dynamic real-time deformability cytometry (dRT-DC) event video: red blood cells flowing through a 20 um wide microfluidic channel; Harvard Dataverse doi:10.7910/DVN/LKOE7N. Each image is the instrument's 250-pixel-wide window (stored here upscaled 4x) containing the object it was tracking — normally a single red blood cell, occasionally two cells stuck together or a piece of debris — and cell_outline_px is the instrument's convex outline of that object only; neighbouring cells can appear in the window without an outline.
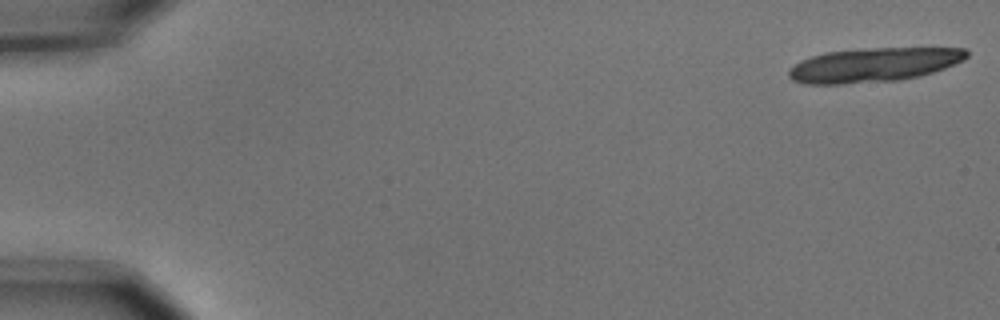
{"species": "common noctule bat (a hibernating species)", "species_latin": "Nyctalus noctula", "temperature_condition": "cold", "stored_images_in_passage": 5, "camera_frame_rate_fps": 3000, "um_per_image_px": 0.085, "animal": {"sex": "male", "body_mass_g": 15.6}, "frame": {"image": 1, "passage_image": 1, "time_ms": 0.0, "image_size_px": [1000, 320], "cell_outline_px": [[968, 56], [964, 60], [956, 64], [920, 76], [900, 80], [840, 84], [804, 84], [792, 80], [788, 76], [788, 68], [800, 60], [824, 52], [864, 48], [964, 48], [968, 52]], "centroid_in_image_um": [74.23, 5.51], "position_along_channel_um": 10.8, "area_um2": 35.66}}